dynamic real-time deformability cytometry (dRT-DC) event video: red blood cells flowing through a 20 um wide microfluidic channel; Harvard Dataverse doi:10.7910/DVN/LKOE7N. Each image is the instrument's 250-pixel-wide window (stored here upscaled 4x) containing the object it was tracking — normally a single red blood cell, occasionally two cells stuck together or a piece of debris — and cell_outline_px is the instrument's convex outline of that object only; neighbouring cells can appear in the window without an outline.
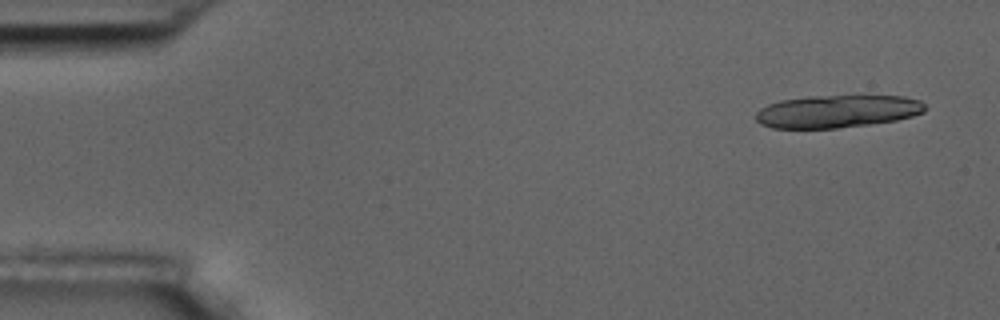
{"species": "common noctule bat (a hibernating species)", "species_latin": "Nyctalus noctula", "temperature_condition": "room temperature", "stored_images_in_passage": 4, "camera_frame_rate_fps": 3000, "um_per_image_px": 0.085, "animal": {"sex": "male", "body_mass_g": 17.5, "forearm_length_mm": 52.3}, "frame": {"image": 1, "passage_image": 1, "time_ms": 0.0, "image_size_px": [1000, 320], "cell_outline_px": [[928, 108], [924, 112], [912, 116], [896, 120], [868, 124], [836, 128], [772, 128], [760, 124], [756, 120], [756, 112], [760, 108], [768, 104], [780, 100], [808, 96], [904, 96], [920, 100]], "centroid_in_image_um": [71.16, 9.46], "position_along_channel_um": 13.8, "area_um2": 32.25}}